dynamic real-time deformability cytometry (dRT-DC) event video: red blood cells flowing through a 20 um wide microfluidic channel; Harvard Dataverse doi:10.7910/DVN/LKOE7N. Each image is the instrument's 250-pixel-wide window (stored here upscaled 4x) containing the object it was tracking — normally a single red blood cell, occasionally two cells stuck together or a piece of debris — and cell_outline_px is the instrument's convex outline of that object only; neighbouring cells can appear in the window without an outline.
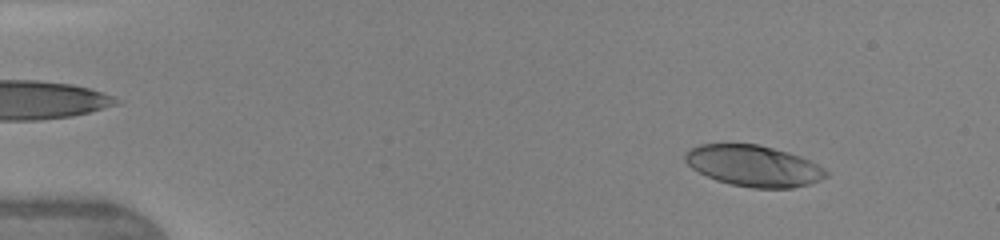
{"species": "human", "species_latin": "Homo sapiens", "temperature_condition": "warm", "stored_images_in_passage": 45, "camera_frame_rate_fps": 3000, "um_per_image_px": 0.085, "donor": {"sex": "female"}, "frame": {"image": 1, "passage_image": 5, "time_ms": 1.333, "image_size_px": [1000, 240], "cell_outline_px": [[828, 176], [820, 180], [808, 184], [792, 188], [752, 188], [732, 184], [716, 180], [692, 168], [684, 160], [684, 152], [700, 144], [760, 144], [788, 152], [800, 156], [824, 168], [828, 172]], "centroid_in_image_um": [64.06, 14.09], "position_along_channel_um": 20.9, "area_um2": 33.64}}
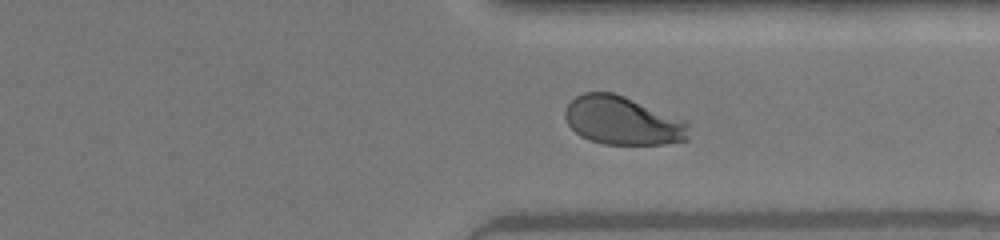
{"frame": {"image": 2, "passage_image": 35, "time_ms": 11.333, "image_size_px": [1000, 240], "cell_outline_px": [[688, 140], [664, 144], [604, 144], [588, 140], [580, 136], [568, 124], [564, 116], [564, 112], [568, 104], [576, 96], [584, 92], [612, 92], [624, 96], [688, 120]], "centroid_in_image_um": [52.94, 10.26], "position_along_channel_um": 358.5, "area_um2": 35.14}}
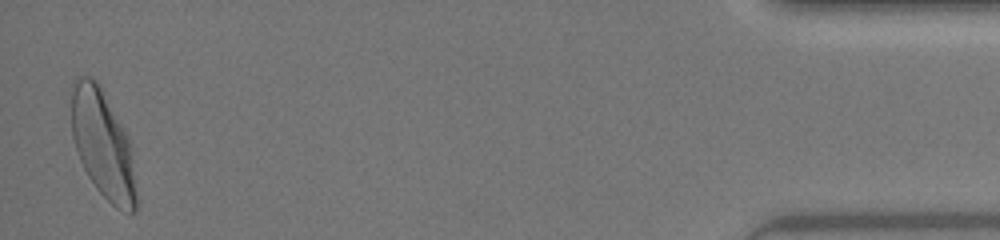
{"frame": {"image": 3, "passage_image": 45, "time_ms": 14.667, "image_size_px": [1000, 240], "cell_outline_px": [[136, 212], [132, 212], [116, 208], [96, 188], [88, 176], [80, 160], [72, 136], [68, 88], [72, 80], [76, 76], [92, 76], [100, 84], [128, 136], [136, 196]], "centroid_in_image_um": [8.65, 12.13], "position_along_channel_um": 426.5, "area_um2": 41.1}, "authors_computed_cell_mechanics": {"area_um2": 35.1424, "velocity_mm_per_s": 4.3773, "shape_relaxation_time_tau1_ms": 2.8465, "shape_relaxation_time_tau2_ms": null, "deformation_change_tau1": 0.188, "deformation_change_tau2": null}}